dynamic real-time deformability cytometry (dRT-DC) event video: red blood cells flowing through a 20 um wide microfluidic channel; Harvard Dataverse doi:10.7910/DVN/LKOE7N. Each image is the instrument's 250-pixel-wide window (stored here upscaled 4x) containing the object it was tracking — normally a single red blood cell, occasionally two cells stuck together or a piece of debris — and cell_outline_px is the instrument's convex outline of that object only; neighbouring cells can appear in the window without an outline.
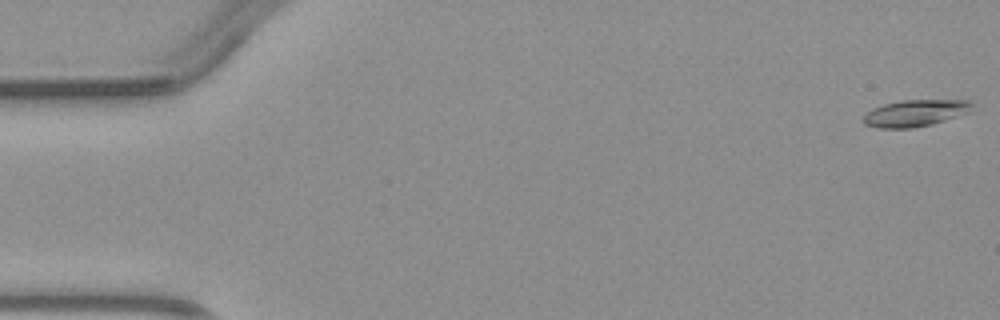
{"species": "common noctule bat (a hibernating species)", "species_latin": "Nyctalus noctula", "temperature_condition": "warm", "stored_images_in_passage": 4, "segment_of_instrument_passage": [2, 2], "camera_frame_rate_fps": 3000, "um_per_image_px": 0.085, "animal": {"sex": "male", "body_mass_g": 23.1, "forearm_length_mm": 52.7}, "frame": {"image": 1, "passage_image": 4, "time_ms": 4.667, "image_size_px": [1000, 320], "cell_outline_px": [[972, 112], [932, 124], [912, 128], [876, 128], [864, 124], [860, 120], [872, 108], [884, 104], [900, 100], [972, 100]], "centroid_in_image_um": [77.8, 9.61], "position_along_channel_um": 7.2, "area_um2": 17.17}}